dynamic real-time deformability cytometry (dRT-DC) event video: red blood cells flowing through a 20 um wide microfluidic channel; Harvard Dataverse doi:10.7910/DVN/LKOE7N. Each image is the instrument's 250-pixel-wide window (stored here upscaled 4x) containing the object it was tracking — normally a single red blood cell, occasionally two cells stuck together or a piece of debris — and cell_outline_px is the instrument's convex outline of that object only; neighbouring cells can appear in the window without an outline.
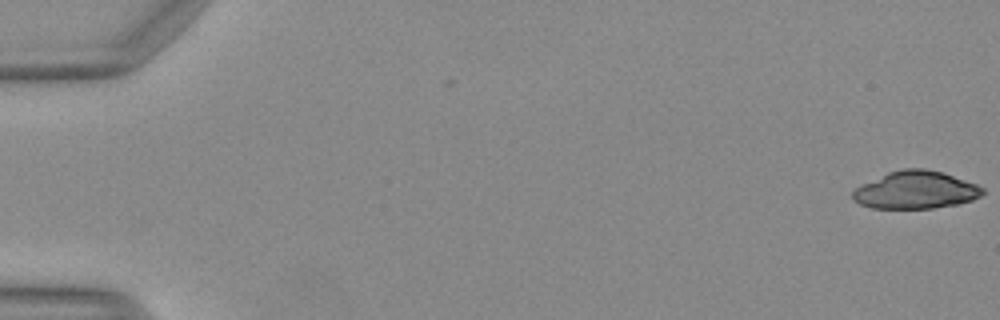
{"species": "Egyptian fruit bat (a non-hibernating species)", "species_latin": "Rousettus aegyptiacus", "temperature_condition": "warm", "stored_images_in_passage": 4, "camera_frame_rate_fps": 3000, "um_per_image_px": 0.085, "animal": {"sex": "female"}, "frame": {"image": 1, "passage_image": 4, "time_ms": 1.0, "image_size_px": [1000, 320], "cell_outline_px": [[984, 192], [980, 196], [972, 200], [956, 204], [932, 208], [872, 208], [860, 204], [852, 196], [852, 192], [856, 188], [888, 172], [900, 168], [924, 168], [944, 172], [976, 184], [984, 188]], "centroid_in_image_um": [77.86, 16.14], "position_along_channel_um": 7.1, "area_um2": 28.26}}